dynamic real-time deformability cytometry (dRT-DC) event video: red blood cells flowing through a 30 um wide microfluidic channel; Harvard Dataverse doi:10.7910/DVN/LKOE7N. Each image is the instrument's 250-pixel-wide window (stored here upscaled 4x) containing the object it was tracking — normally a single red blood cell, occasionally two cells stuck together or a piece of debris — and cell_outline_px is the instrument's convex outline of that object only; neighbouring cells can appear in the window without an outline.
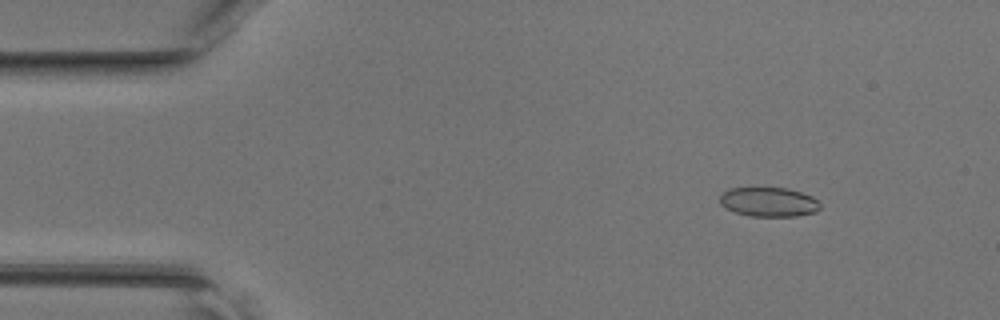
{"species": "common noctule bat (a hibernating species)", "species_latin": "Nyctalus noctula", "temperature_condition": "room temperature", "stored_images_in_passage": 46, "camera_frame_rate_fps": 3000, "um_per_image_px": 0.085, "animal": {"sex": "female", "body_mass_g": 17.0, "forearm_length_mm": 48.0}, "frame": {"image": 1, "passage_image": 6, "time_ms": 1.667, "image_size_px": [1000, 320], "cell_outline_px": [[820, 208], [816, 212], [796, 216], [748, 216], [736, 212], [720, 204], [720, 196], [728, 188], [788, 188], [812, 196], [820, 204]], "centroid_in_image_um": [65.35, 17.17], "position_along_channel_um": 19.6, "area_um2": 17.05}}
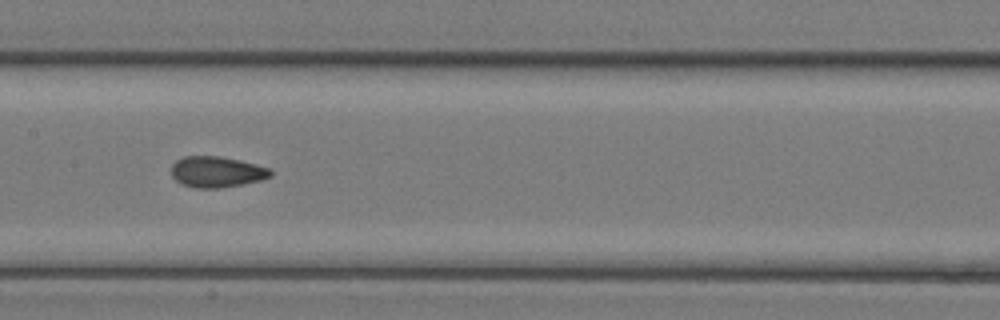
{"frame": {"image": 2, "passage_image": 23, "time_ms": 7.333, "image_size_px": [1000, 320], "cell_outline_px": [[272, 176], [260, 180], [220, 188], [196, 188], [180, 184], [172, 176], [172, 164], [176, 160], [184, 156], [220, 156], [240, 160], [272, 168]], "centroid_in_image_um": [18.42, 14.6], "position_along_channel_um": 189.0, "area_um2": 17.98}}
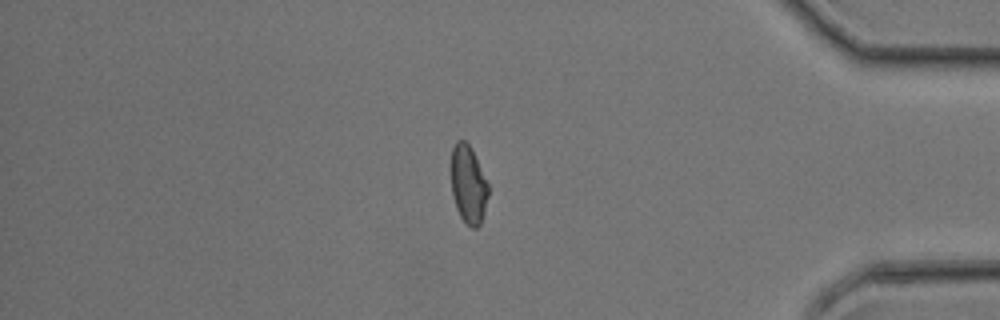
{"frame": {"image": 3, "passage_image": 39, "time_ms": 12.667, "image_size_px": [1000, 320], "cell_outline_px": [[488, 196], [484, 212], [480, 224], [476, 228], [472, 228], [460, 216], [456, 208], [452, 192], [448, 168], [452, 148], [456, 140], [464, 140], [472, 148], [488, 184]], "centroid_in_image_um": [39.76, 15.62], "position_along_channel_um": 395.4, "area_um2": 17.34}}